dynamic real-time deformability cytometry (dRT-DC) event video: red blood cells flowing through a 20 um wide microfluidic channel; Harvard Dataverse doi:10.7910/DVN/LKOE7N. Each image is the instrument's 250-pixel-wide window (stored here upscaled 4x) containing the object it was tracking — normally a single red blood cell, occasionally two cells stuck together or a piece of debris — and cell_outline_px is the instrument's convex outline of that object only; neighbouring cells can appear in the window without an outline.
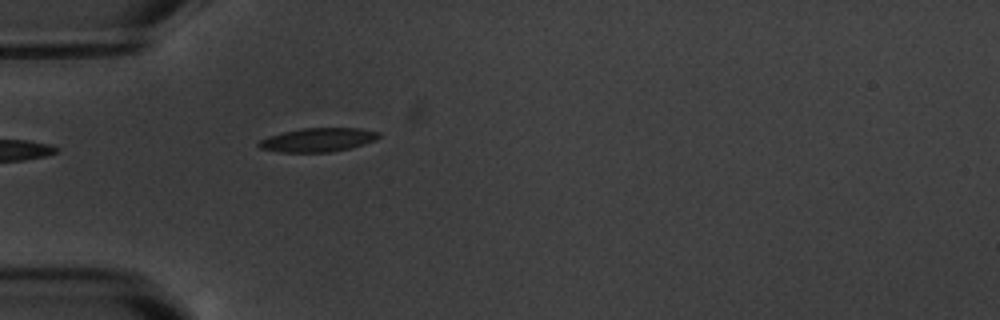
{"species": "common noctule bat (a hibernating species)", "species_latin": "Nyctalus noctula", "temperature_condition": "warm", "stored_images_in_passage": 4, "segment_of_instrument_passage": [2, 2], "camera_frame_rate_fps": 3000, "um_per_image_px": 0.085, "animal": {"sex": "male", "body_mass_g": 20.1, "forearm_length_mm": 53.5}, "frame": {"image": 1, "passage_image": 4, "time_ms": 3.667, "image_size_px": [1000, 320], "cell_outline_px": [[380, 136], [376, 140], [364, 144], [348, 148], [328, 152], [280, 152], [260, 148], [256, 144], [260, 140], [268, 136], [300, 128], [360, 128], [380, 132]], "centroid_in_image_um": [27.02, 11.88], "position_along_channel_um": 58.0, "area_um2": 16.59}}